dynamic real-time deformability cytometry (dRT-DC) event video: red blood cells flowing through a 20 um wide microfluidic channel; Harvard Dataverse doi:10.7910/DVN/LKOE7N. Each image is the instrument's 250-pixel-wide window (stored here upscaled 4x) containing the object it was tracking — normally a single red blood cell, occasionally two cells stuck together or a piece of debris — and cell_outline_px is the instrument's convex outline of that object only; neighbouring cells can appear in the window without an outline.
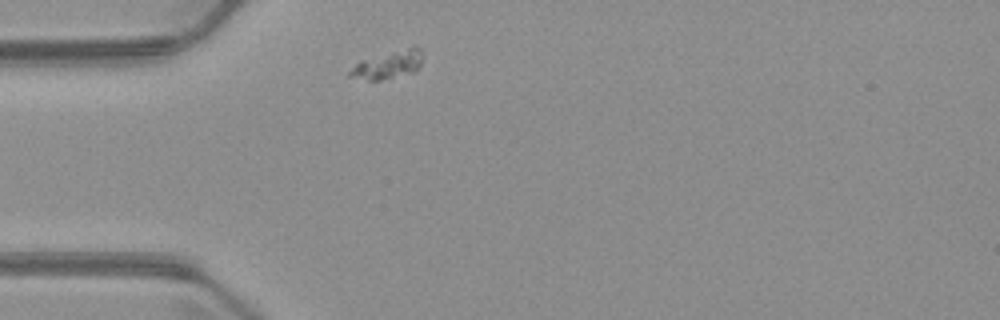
{"species": "common noctule bat (a hibernating species)", "species_latin": "Nyctalus noctula", "temperature_condition": "warm", "stored_images_in_passage": 1, "camera_frame_rate_fps": 3000, "um_per_image_px": 0.085, "animal": {"sex": "male", "body_mass_g": 23.1, "forearm_length_mm": 52.7}, "frame": {"image": 1, "passage_image": 1, "time_ms": 0.0, "image_size_px": [1000, 320], "cell_outline_px": [[424, 60], [416, 72], [380, 80], [368, 80], [348, 76], [348, 72], [360, 60], [416, 44], [420, 48]], "centroid_in_image_um": [33.06, 5.47], "position_along_channel_um": 51.9, "area_um2": 12.14}}